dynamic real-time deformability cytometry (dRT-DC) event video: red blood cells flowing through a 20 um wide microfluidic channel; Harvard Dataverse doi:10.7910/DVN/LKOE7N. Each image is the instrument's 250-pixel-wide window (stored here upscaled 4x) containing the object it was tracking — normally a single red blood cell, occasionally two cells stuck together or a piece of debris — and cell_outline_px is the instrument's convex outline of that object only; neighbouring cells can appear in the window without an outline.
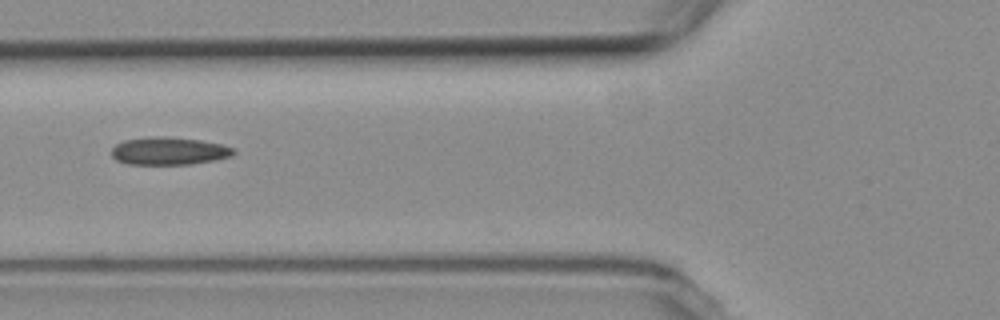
{"species": "common noctule bat (a hibernating species)", "species_latin": "Nyctalus noctula", "temperature_condition": "room temperature", "stored_images_in_passage": 7, "camera_frame_rate_fps": 3000, "um_per_image_px": 0.085, "animal": {"sex": "female", "body_mass_g": 19.3, "forearm_length_mm": 54.1}, "frame": {"image": 1, "passage_image": 5, "time_ms": 4.667, "image_size_px": [1000, 320], "cell_outline_px": [[236, 152], [232, 156], [216, 160], [192, 164], [128, 164], [116, 160], [112, 156], [112, 148], [116, 144], [124, 140], [148, 136], [168, 136], [200, 140], [220, 144], [236, 148]], "centroid_in_image_um": [14.38, 12.83], "position_along_channel_um": 111.4, "area_um2": 19.94}}
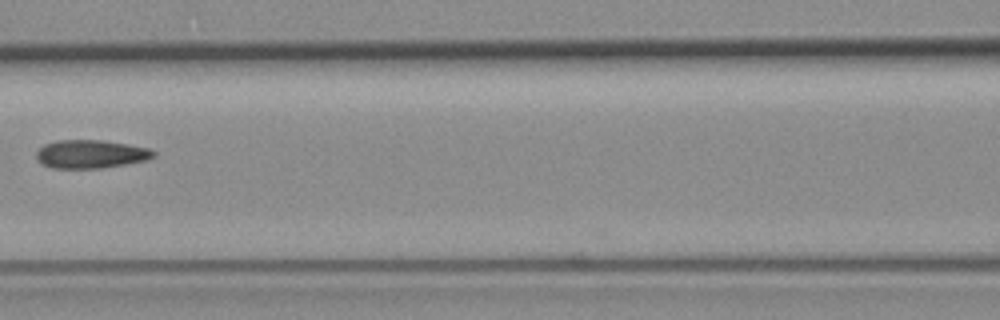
{"frame": {"image": 2, "passage_image": 6, "time_ms": 6.0, "image_size_px": [1000, 320], "cell_outline_px": [[156, 156], [148, 160], [100, 168], [52, 168], [40, 164], [36, 160], [36, 152], [44, 144], [56, 140], [100, 140], [128, 144], [148, 148], [156, 152]], "centroid_in_image_um": [7.69, 13.1], "position_along_channel_um": 158.9, "area_um2": 19.48}}
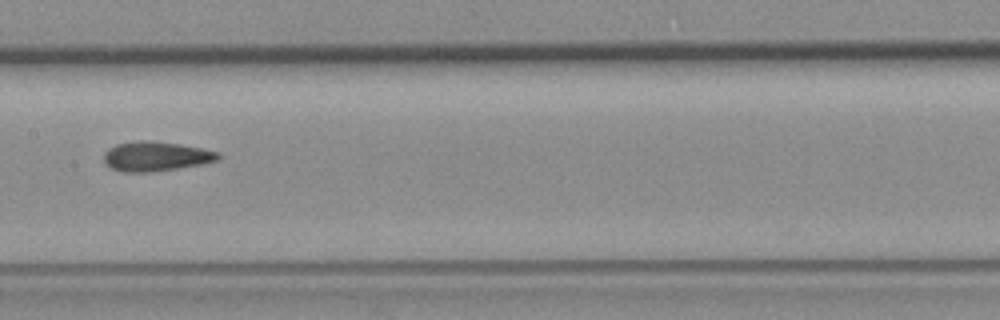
{"frame": {"image": 3, "passage_image": 7, "time_ms": 7.0, "image_size_px": [1000, 320], "cell_outline_px": [[220, 160], [204, 164], [148, 172], [120, 172], [104, 164], [104, 152], [108, 148], [116, 144], [140, 140], [148, 140], [180, 144], [220, 152]], "centroid_in_image_um": [13.24, 13.29], "position_along_channel_um": 194.2, "area_um2": 19.83}}